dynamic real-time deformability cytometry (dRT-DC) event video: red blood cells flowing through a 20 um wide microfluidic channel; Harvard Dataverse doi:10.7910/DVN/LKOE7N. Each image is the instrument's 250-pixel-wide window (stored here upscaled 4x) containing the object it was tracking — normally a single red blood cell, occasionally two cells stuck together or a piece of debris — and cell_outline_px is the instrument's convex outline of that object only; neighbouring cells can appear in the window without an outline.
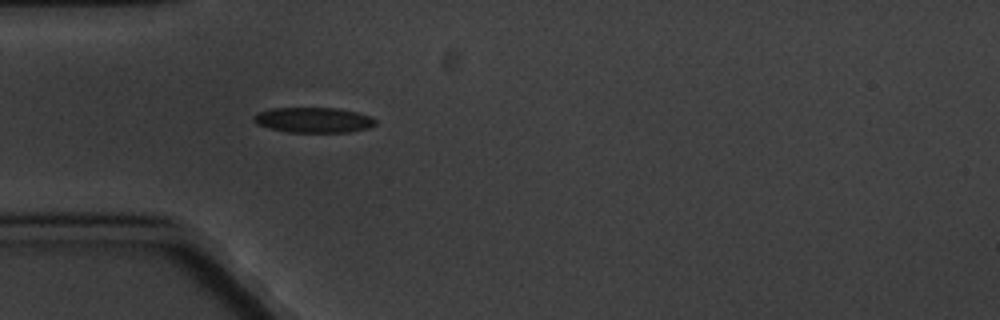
{"species": "common noctule bat (a hibernating species)", "species_latin": "Nyctalus noctula", "temperature_condition": "cold", "stored_images_in_passage": 2, "camera_frame_rate_fps": 3000, "um_per_image_px": 0.085, "animal": {"sex": "male", "body_mass_g": 20.1, "forearm_length_mm": 53.5}, "frame": {"image": 1, "passage_image": 2, "time_ms": 1.0, "image_size_px": [1000, 320], "cell_outline_px": [[376, 124], [368, 128], [348, 132], [288, 132], [268, 128], [256, 124], [252, 120], [252, 116], [256, 112], [272, 108], [340, 108], [372, 116], [376, 120]], "centroid_in_image_um": [26.61, 10.19], "position_along_channel_um": 58.4, "area_um2": 18.15}}